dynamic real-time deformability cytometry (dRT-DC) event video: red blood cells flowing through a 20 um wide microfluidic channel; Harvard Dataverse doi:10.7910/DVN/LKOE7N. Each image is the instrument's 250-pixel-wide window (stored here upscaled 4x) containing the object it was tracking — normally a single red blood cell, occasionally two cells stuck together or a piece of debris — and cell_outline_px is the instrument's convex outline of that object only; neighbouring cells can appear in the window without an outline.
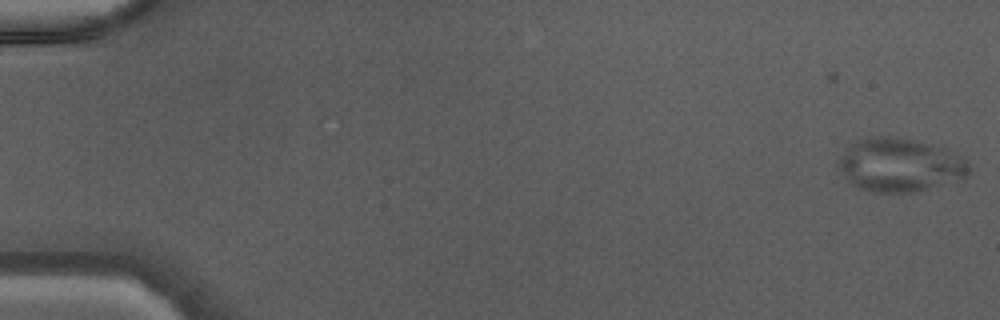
{"species": "Egyptian fruit bat (a non-hibernating species)", "species_latin": "Rousettus aegyptiacus", "temperature_condition": "warm", "stored_images_in_passage": 12, "camera_frame_rate_fps": 3000, "um_per_image_px": 0.085, "animal": {"sex": "male"}, "frame": {"image": 1, "passage_image": 1, "time_ms": 0.0, "image_size_px": [1000, 320], "cell_outline_px": [[972, 168], [964, 176], [912, 192], [872, 192], [848, 184], [840, 168], [840, 156], [856, 140], [872, 136], [880, 136], [912, 140], [932, 144], [944, 148], [968, 160]], "centroid_in_image_um": [76.45, 14.01], "position_along_channel_um": 8.5, "area_um2": 39.88}}